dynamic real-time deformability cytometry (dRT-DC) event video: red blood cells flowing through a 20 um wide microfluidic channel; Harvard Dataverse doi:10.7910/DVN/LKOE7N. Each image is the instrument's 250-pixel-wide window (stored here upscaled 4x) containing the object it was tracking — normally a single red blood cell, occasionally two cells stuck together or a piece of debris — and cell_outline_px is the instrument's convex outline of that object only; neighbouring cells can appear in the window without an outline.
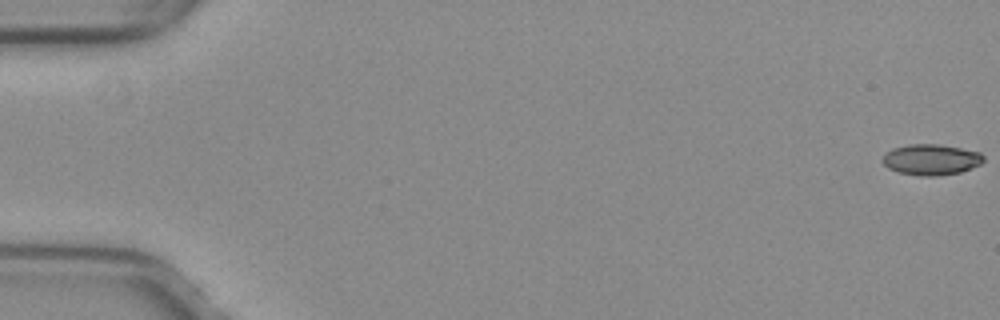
{"species": "common noctule bat (a hibernating species)", "species_latin": "Nyctalus noctula", "temperature_condition": "warm", "stored_images_in_passage": 53, "camera_frame_rate_fps": 3000, "um_per_image_px": 0.085, "animal": {"sex": "female", "body_mass_g": 29.2, "forearm_length_mm": 56.3}, "frame": {"image": 1, "passage_image": 1, "time_ms": 0.0, "image_size_px": [1000, 320], "cell_outline_px": [[984, 160], [980, 164], [972, 168], [960, 172], [936, 176], [920, 176], [900, 172], [888, 168], [880, 160], [884, 152], [892, 148], [908, 144], [936, 144], [960, 148], [980, 152], [984, 156]], "centroid_in_image_um": [79.11, 13.56], "position_along_channel_um": 5.9, "area_um2": 18.26}}
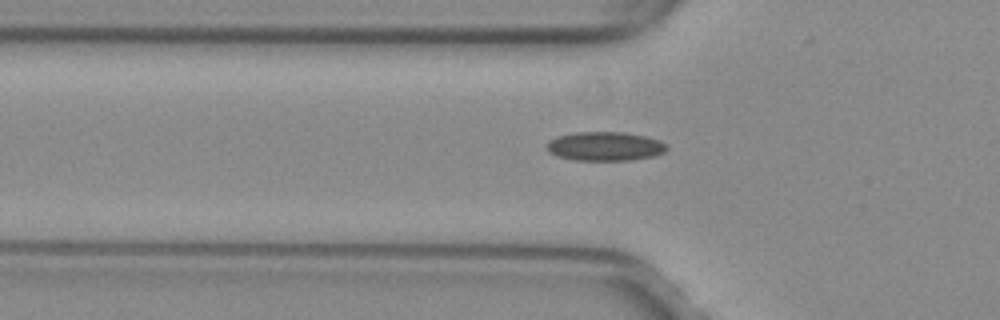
{"frame": {"image": 2, "passage_image": 19, "time_ms": 6.0, "image_size_px": [1000, 320], "cell_outline_px": [[668, 148], [664, 152], [656, 156], [632, 160], [572, 160], [556, 156], [548, 152], [548, 140], [556, 136], [576, 132], [624, 132], [644, 136], [660, 140], [668, 144]], "centroid_in_image_um": [51.44, 12.44], "position_along_channel_um": 74.4, "area_um2": 20.52}}
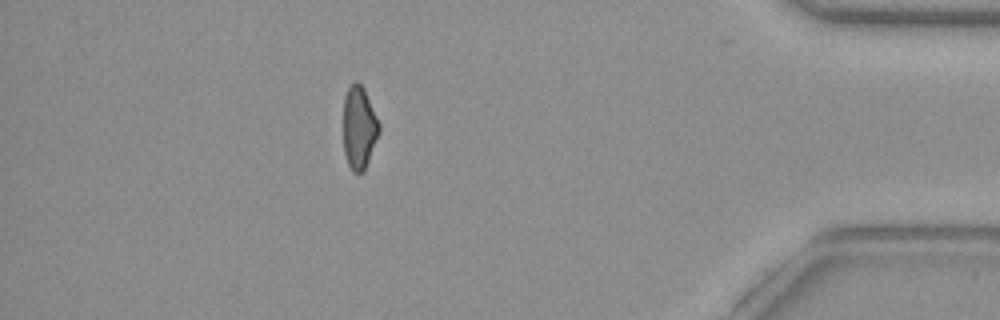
{"frame": {"image": 3, "passage_image": 47, "time_ms": 15.333, "image_size_px": [1000, 320], "cell_outline_px": [[380, 132], [364, 172], [352, 172], [348, 164], [344, 152], [344, 96], [348, 88], [356, 80], [364, 88], [380, 124]], "centroid_in_image_um": [30.53, 10.86], "position_along_channel_um": 404.7, "area_um2": 17.28}, "authors_computed_cell_mechanics": {"area_um2": 18.6116, "velocity_mm_per_s": 4.0336, "shape_relaxation_time_tau1_ms": null, "shape_relaxation_time_tau2_ms": 2.9046, "deformation_change_tau1": null, "deformation_change_tau2": 0.0881}}